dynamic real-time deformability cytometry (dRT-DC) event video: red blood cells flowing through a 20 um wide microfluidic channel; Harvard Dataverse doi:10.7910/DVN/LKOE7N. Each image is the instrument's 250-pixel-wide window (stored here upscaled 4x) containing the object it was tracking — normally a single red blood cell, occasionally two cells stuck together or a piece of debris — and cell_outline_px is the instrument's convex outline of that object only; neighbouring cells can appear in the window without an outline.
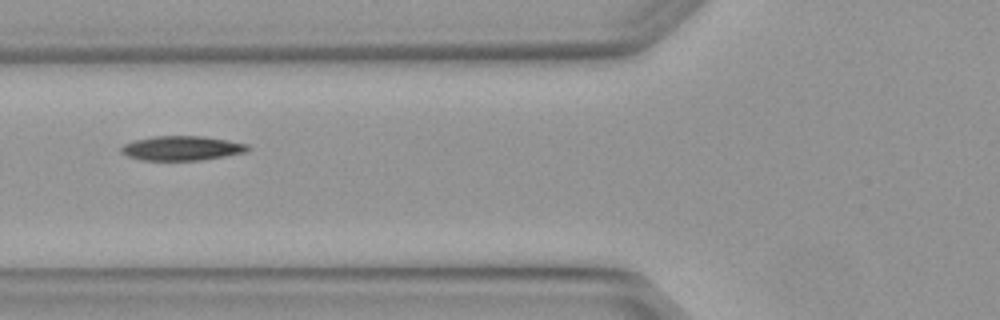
{"species": "Egyptian fruit bat (a non-hibernating species)", "species_latin": "Rousettus aegyptiacus", "temperature_condition": "warm", "stored_images_in_passage": 5, "camera_frame_rate_fps": 3000, "um_per_image_px": 0.085, "animal": {"sex": "female"}, "frame": {"image": 1, "passage_image": 5, "time_ms": 1.333, "image_size_px": [1000, 320], "cell_outline_px": [[252, 148], [248, 152], [200, 160], [140, 160], [128, 156], [120, 152], [120, 148], [124, 144], [136, 140], [156, 136], [204, 136], [228, 140], [248, 144]], "centroid_in_image_um": [15.49, 12.6], "position_along_channel_um": 110.3, "area_um2": 18.09}}